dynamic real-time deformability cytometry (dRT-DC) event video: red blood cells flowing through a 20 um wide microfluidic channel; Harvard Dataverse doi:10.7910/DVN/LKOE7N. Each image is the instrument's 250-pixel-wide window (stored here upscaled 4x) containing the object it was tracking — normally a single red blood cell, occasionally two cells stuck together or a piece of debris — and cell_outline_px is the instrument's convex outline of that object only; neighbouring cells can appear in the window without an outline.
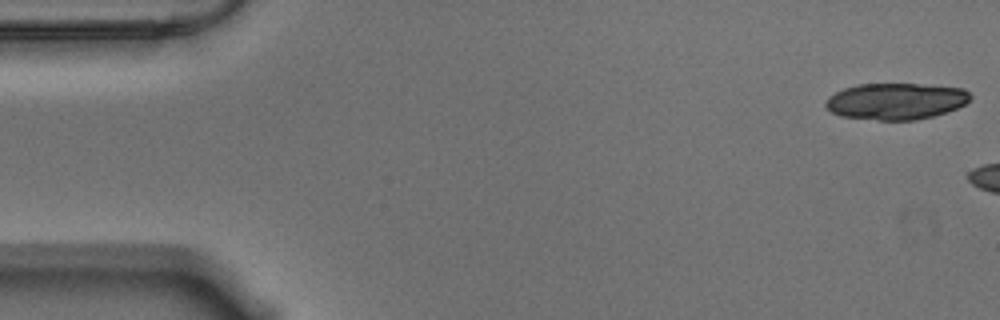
{"species": "Egyptian fruit bat (a non-hibernating species)", "species_latin": "Rousettus aegyptiacus", "temperature_condition": "warm", "stored_images_in_passage": 6, "camera_frame_rate_fps": 3000, "um_per_image_px": 0.085, "animal": {"sex": "male"}, "frame": {"image": 1, "passage_image": 1, "time_ms": 0.0, "image_size_px": [1000, 320], "cell_outline_px": [[972, 96], [964, 104], [948, 112], [916, 120], [880, 120], [840, 116], [832, 112], [824, 104], [828, 96], [844, 88], [856, 84], [916, 84], [964, 88]], "centroid_in_image_um": [76.14, 8.6], "position_along_channel_um": 8.9, "area_um2": 30.69}}